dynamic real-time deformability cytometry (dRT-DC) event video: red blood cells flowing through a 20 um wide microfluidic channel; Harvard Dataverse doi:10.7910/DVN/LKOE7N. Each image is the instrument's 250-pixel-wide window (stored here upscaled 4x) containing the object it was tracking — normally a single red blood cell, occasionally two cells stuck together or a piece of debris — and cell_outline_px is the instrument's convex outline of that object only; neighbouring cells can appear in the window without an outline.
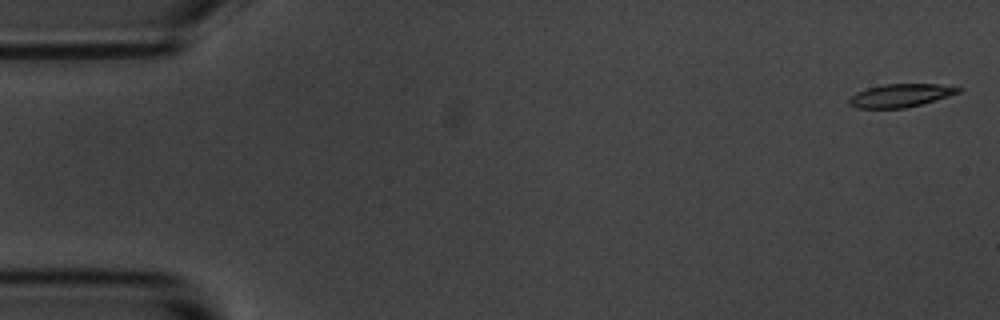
{"species": "common noctule bat (a hibernating species)", "species_latin": "Nyctalus noctula", "temperature_condition": "room temperature", "stored_images_in_passage": 6, "segment_of_instrument_passage": [2, 2], "camera_frame_rate_fps": 3000, "um_per_image_px": 0.085, "animal": {"sex": "male", "body_mass_g": 20.1, "forearm_length_mm": 53.5}, "frame": {"image": 1, "passage_image": 6, "time_ms": 6.667, "image_size_px": [1000, 320], "cell_outline_px": [[960, 92], [948, 96], [920, 104], [904, 108], [856, 108], [848, 104], [848, 100], [856, 92], [868, 88], [884, 84], [940, 84], [960, 88]], "centroid_in_image_um": [76.5, 8.11], "position_along_channel_um": 8.5, "area_um2": 14.51}}